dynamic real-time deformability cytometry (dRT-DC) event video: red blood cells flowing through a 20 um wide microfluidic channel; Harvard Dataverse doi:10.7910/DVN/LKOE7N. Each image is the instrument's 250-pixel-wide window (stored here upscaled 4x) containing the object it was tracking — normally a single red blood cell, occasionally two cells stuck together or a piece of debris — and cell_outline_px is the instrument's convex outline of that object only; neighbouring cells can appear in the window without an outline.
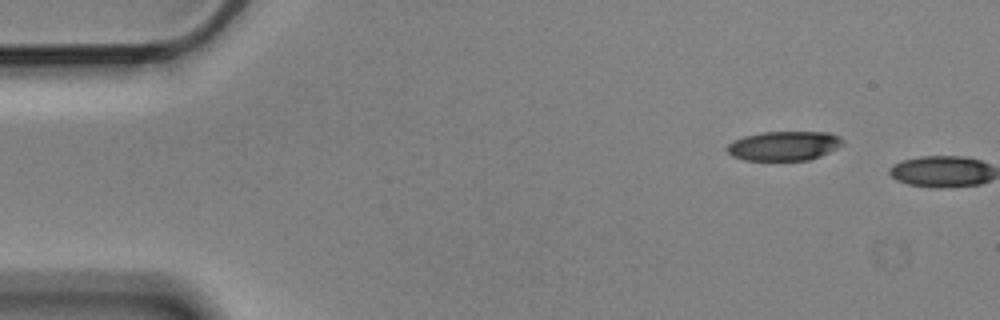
{"species": "Egyptian fruit bat (a non-hibernating species)", "species_latin": "Rousettus aegyptiacus", "temperature_condition": "cold", "stored_images_in_passage": 5, "camera_frame_rate_fps": 3000, "um_per_image_px": 0.085, "animal": {"sex": "male"}, "frame": {"image": 1, "passage_image": 1, "time_ms": 0.0, "image_size_px": [1000, 320], "cell_outline_px": [[844, 144], [820, 156], [808, 160], [744, 160], [732, 156], [724, 148], [732, 140], [744, 136], [764, 132], [828, 132], [840, 136], [844, 140]], "centroid_in_image_um": [66.62, 12.39], "position_along_channel_um": 18.4, "area_um2": 19.88}}
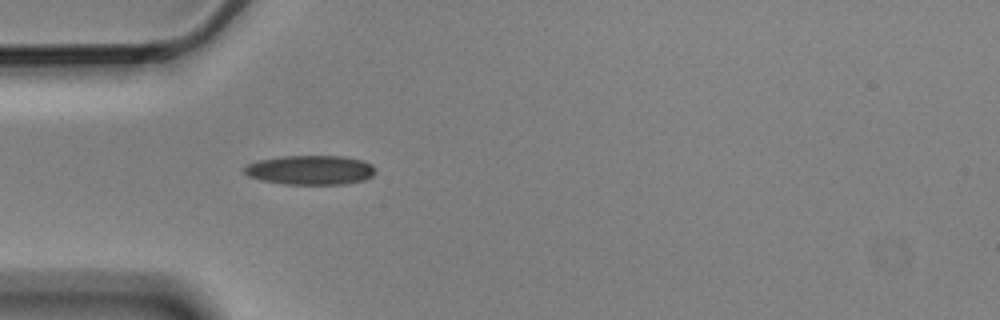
{"frame": {"image": 2, "passage_image": 5, "time_ms": 1.333, "image_size_px": [1000, 320], "cell_outline_px": [[372, 176], [364, 180], [344, 184], [284, 184], [260, 180], [248, 176], [240, 168], [256, 160], [280, 156], [344, 156], [360, 160], [372, 164]], "centroid_in_image_um": [26.29, 14.45], "position_along_channel_um": 58.7, "area_um2": 22.48}}